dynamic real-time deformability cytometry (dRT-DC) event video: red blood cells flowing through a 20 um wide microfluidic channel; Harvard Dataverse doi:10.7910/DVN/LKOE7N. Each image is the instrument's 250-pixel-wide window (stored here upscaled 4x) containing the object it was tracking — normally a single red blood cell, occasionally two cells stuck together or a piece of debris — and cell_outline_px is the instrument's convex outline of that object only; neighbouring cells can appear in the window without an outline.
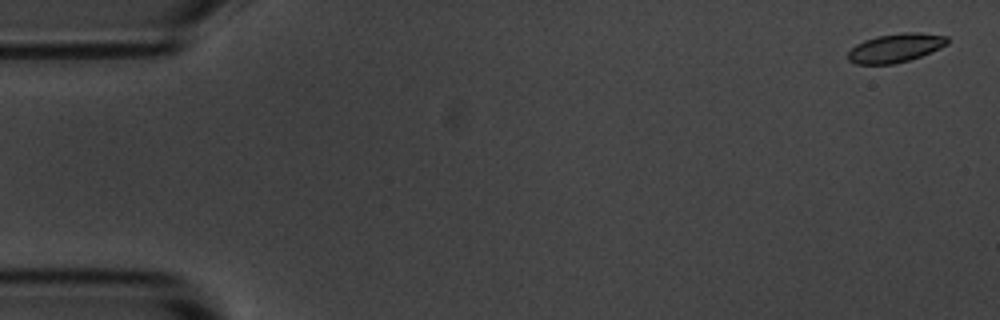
{"species": "common noctule bat (a hibernating species)", "species_latin": "Nyctalus noctula", "temperature_condition": "room temperature", "stored_images_in_passage": 3, "camera_frame_rate_fps": 3000, "um_per_image_px": 0.085, "animal": {"sex": "male", "body_mass_g": 20.1, "forearm_length_mm": 53.5}, "frame": {"image": 1, "passage_image": 1, "time_ms": 0.0, "image_size_px": [1000, 320], "cell_outline_px": [[948, 44], [940, 48], [920, 56], [908, 60], [892, 64], [856, 64], [848, 60], [848, 52], [856, 44], [864, 40], [876, 36], [904, 32], [920, 32], [948, 36]], "centroid_in_image_um": [76.12, 4.06], "position_along_channel_um": 8.9, "area_um2": 16.65}}